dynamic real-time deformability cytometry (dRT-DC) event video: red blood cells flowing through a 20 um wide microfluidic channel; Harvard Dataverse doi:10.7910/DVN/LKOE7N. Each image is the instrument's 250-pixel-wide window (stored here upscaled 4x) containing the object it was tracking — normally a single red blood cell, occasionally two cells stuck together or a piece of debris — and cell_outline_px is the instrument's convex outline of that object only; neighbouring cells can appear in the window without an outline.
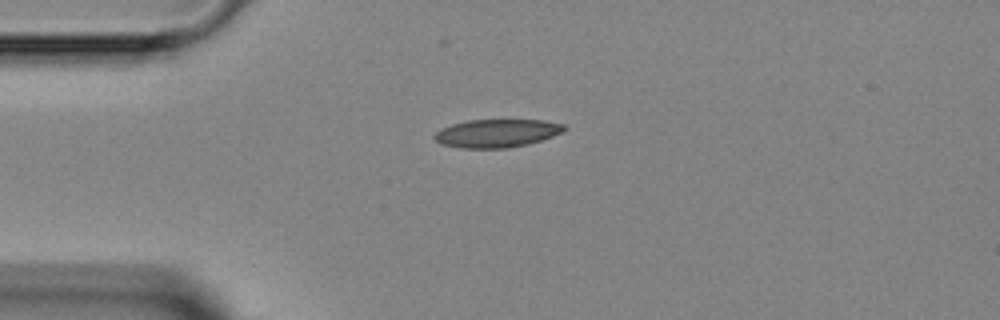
{"species": "Egyptian fruit bat (a non-hibernating species)", "species_latin": "Rousettus aegyptiacus", "temperature_condition": "room temperature", "stored_images_in_passage": 4, "camera_frame_rate_fps": 3000, "um_per_image_px": 0.085, "animal": {"sex": "female"}, "frame": {"image": 1, "passage_image": 4, "time_ms": 4.667, "image_size_px": [1000, 320], "cell_outline_px": [[568, 128], [564, 132], [528, 144], [508, 148], [460, 148], [440, 144], [432, 136], [440, 128], [452, 124], [468, 120], [544, 120], [564, 124]], "centroid_in_image_um": [42.23, 11.32], "position_along_channel_um": 42.8, "area_um2": 21.44}}